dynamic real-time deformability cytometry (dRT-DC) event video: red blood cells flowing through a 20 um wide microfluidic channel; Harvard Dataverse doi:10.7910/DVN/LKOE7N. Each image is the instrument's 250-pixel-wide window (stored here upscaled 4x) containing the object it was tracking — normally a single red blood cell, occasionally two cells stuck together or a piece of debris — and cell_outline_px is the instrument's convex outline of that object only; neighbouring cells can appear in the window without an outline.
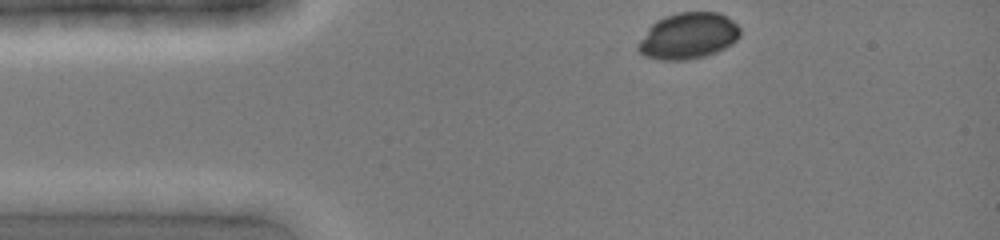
{"species": "common noctule bat (a hibernating species)", "species_latin": "Nyctalus noctula", "temperature_condition": "cold", "stored_images_in_passage": 12, "camera_frame_rate_fps": 3000, "um_per_image_px": 0.085, "animal": {"sex": "female", "body_mass_g": 19.0, "forearm_length_mm": 51.5}, "frame": {"image": 1, "passage_image": 1, "time_ms": 0.0, "image_size_px": [1000, 240], "cell_outline_px": [[740, 36], [732, 44], [716, 52], [704, 56], [688, 60], [660, 60], [644, 56], [636, 48], [636, 44], [648, 28], [656, 20], [664, 16], [680, 12], [720, 12], [732, 20], [740, 28]], "centroid_in_image_um": [58.48, 3.05], "position_along_channel_um": 26.5, "area_um2": 27.69}}
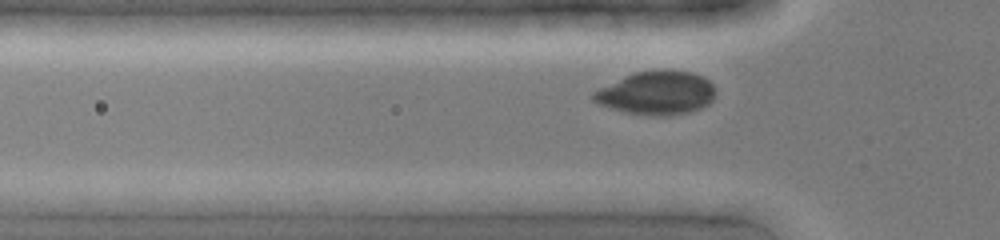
{"frame": {"image": 2, "passage_image": 7, "time_ms": 2.0, "image_size_px": [1000, 240], "cell_outline_px": [[716, 92], [712, 100], [708, 104], [692, 112], [668, 116], [652, 116], [624, 112], [600, 104], [592, 100], [592, 92], [632, 72], [688, 72], [700, 76], [708, 80], [716, 88]], "centroid_in_image_um": [55.81, 7.95], "position_along_channel_um": 70.0, "area_um2": 30.46}}